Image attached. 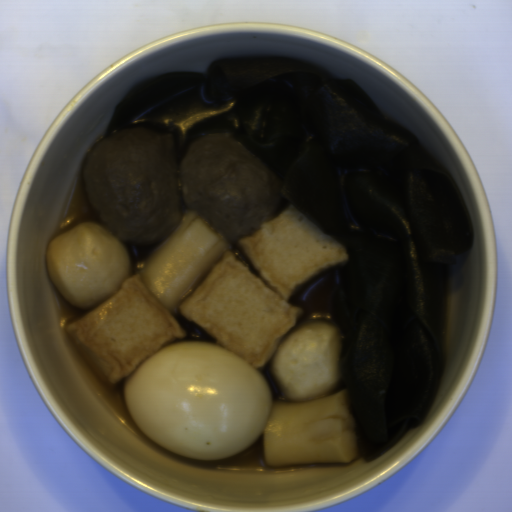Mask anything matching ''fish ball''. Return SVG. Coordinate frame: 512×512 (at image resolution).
<instances>
[{
    "label": "fish ball",
    "mask_w": 512,
    "mask_h": 512,
    "mask_svg": "<svg viewBox=\"0 0 512 512\" xmlns=\"http://www.w3.org/2000/svg\"><path fill=\"white\" fill-rule=\"evenodd\" d=\"M53 287L80 311L63 329L109 389L188 333L132 274L129 244L96 222L69 227L44 249Z\"/></svg>",
    "instance_id": "fish-ball-2"
},
{
    "label": "fish ball",
    "mask_w": 512,
    "mask_h": 512,
    "mask_svg": "<svg viewBox=\"0 0 512 512\" xmlns=\"http://www.w3.org/2000/svg\"><path fill=\"white\" fill-rule=\"evenodd\" d=\"M235 243L176 315L206 342L261 372L273 401H309L337 392L340 329L327 320L298 322L304 310L287 300L325 269L348 263L347 248L290 202Z\"/></svg>",
    "instance_id": "fish-ball-1"
}]
</instances>
